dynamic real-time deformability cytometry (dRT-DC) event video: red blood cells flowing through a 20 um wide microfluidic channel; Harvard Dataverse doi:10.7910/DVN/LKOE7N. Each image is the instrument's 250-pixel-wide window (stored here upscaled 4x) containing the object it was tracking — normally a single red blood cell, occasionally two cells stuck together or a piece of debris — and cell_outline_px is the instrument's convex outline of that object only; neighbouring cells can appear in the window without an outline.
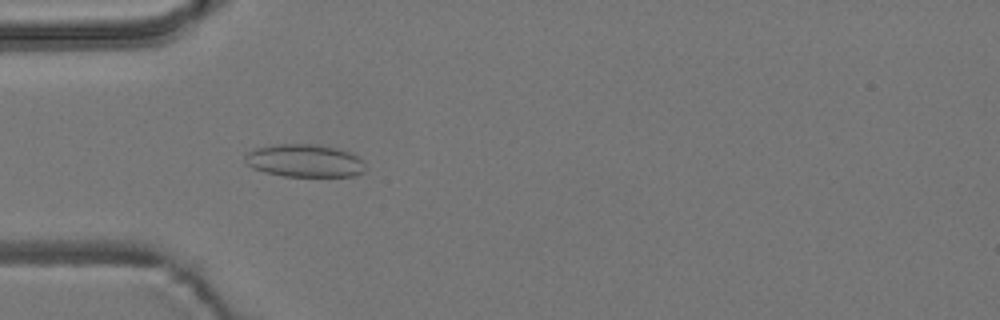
{"species": "common noctule bat (a hibernating species)", "species_latin": "Nyctalus noctula", "temperature_condition": "room temperature", "stored_images_in_passage": 2, "camera_frame_rate_fps": 3000, "um_per_image_px": 0.085, "animal": {"sex": "male", "body_mass_g": 19.2, "forearm_length_mm": 51.8}, "frame": {"image": 1, "passage_image": 2, "time_ms": 1.0, "image_size_px": [1000, 320], "cell_outline_px": [[364, 172], [352, 176], [284, 176], [264, 172], [252, 168], [244, 160], [244, 156], [248, 152], [256, 148], [272, 144], [316, 144], [336, 148], [352, 152], [364, 164]], "centroid_in_image_um": [25.86, 13.65], "position_along_channel_um": 59.1, "area_um2": 23.0}}